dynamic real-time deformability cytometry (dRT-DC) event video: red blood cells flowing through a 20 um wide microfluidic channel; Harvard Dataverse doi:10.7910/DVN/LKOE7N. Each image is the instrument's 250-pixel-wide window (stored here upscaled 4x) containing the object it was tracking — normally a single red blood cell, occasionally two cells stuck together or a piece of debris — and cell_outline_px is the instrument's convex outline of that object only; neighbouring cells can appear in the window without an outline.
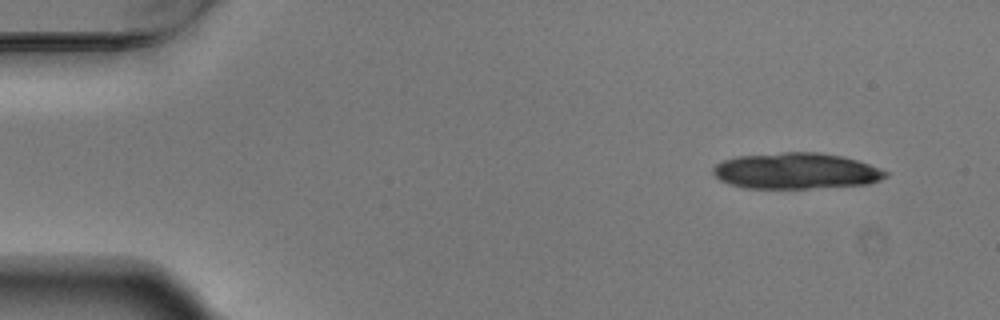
{"species": "Egyptian fruit bat (a non-hibernating species)", "species_latin": "Rousettus aegyptiacus", "temperature_condition": "warm", "stored_images_in_passage": 6, "camera_frame_rate_fps": 3000, "um_per_image_px": 0.085, "animal": {"sex": "male"}, "frame": {"image": 1, "passage_image": 2, "time_ms": 0.333, "image_size_px": [1000, 320], "cell_outline_px": [[888, 176], [880, 180], [868, 184], [808, 188], [744, 188], [728, 184], [720, 180], [712, 172], [712, 168], [716, 164], [724, 160], [736, 156], [784, 152], [820, 152], [840, 156], [856, 160], [880, 168], [888, 172]], "centroid_in_image_um": [67.64, 14.53], "position_along_channel_um": 17.4, "area_um2": 36.24}}
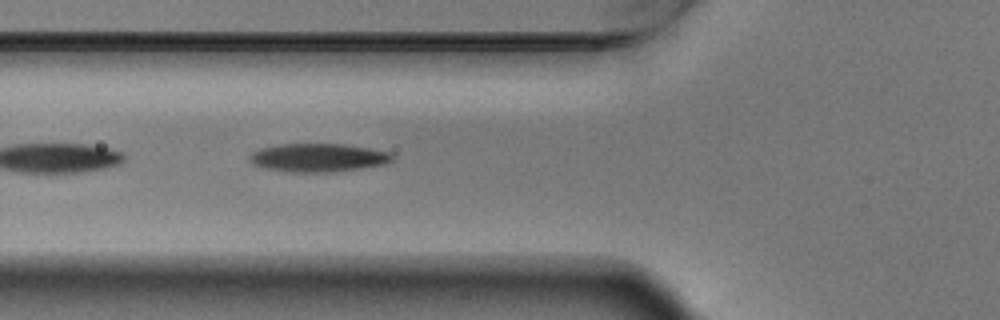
{"frame": {"image": 2, "passage_image": 6, "time_ms": 1.667, "image_size_px": [1000, 320], "cell_outline_px": [[396, 156], [392, 160], [384, 164], [332, 172], [292, 172], [264, 168], [256, 164], [248, 156], [252, 152], [260, 148], [280, 144], [344, 144], [392, 152]], "centroid_in_image_um": [27.08, 13.39], "position_along_channel_um": 98.7, "area_um2": 23.41}}